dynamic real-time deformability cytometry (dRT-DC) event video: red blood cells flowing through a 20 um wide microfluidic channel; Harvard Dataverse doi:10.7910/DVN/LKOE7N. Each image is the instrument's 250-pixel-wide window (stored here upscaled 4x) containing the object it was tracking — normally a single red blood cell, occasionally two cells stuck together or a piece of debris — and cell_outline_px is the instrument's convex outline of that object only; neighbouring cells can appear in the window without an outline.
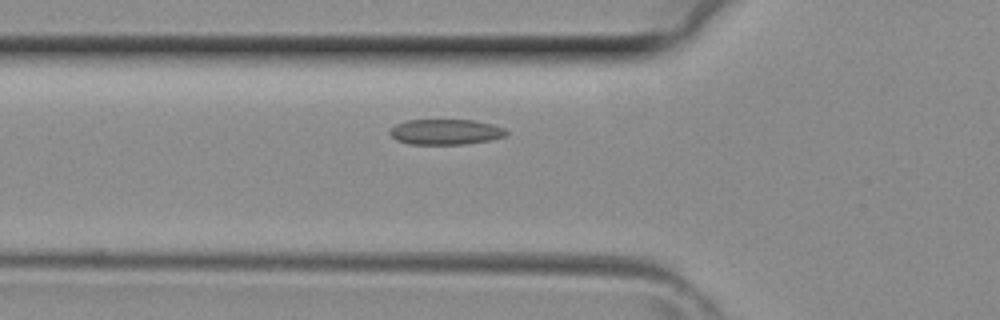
{"species": "common noctule bat (a hibernating species)", "species_latin": "Nyctalus noctula", "temperature_condition": "room temperature", "stored_images_in_passage": 31, "camera_frame_rate_fps": 3000, "um_per_image_px": 0.085, "animal": {"sex": "female", "body_mass_g": 29.2, "forearm_length_mm": 56.3}, "frame": {"image": 1, "passage_image": 5, "time_ms": 1.333, "image_size_px": [1000, 320], "cell_outline_px": [[508, 132], [504, 136], [488, 140], [464, 144], [408, 144], [396, 140], [388, 132], [396, 124], [408, 120], [476, 120], [492, 124], [504, 128]], "centroid_in_image_um": [37.86, 11.21], "position_along_channel_um": 87.9, "area_um2": 17.17}}
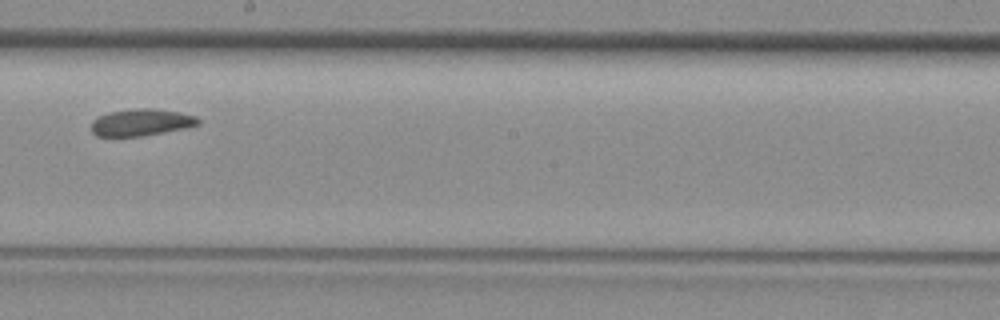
{"frame": {"image": 2, "passage_image": 14, "time_ms": 4.333, "image_size_px": [1000, 320], "cell_outline_px": [[200, 124], [184, 128], [144, 136], [96, 136], [92, 132], [92, 120], [108, 112], [136, 108], [152, 108], [180, 112], [196, 116], [200, 120]], "centroid_in_image_um": [12.01, 10.4], "position_along_channel_um": 236.2, "area_um2": 16.76}}
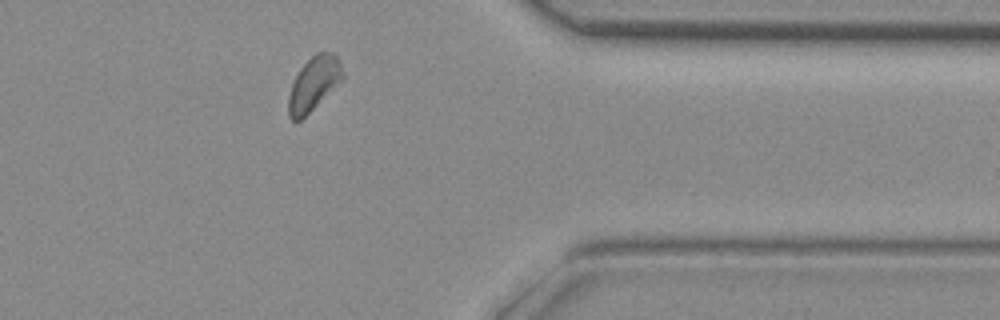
{"frame": {"image": 3, "passage_image": 24, "time_ms": 7.667, "image_size_px": [1000, 320], "cell_outline_px": [[344, 76], [300, 120], [292, 120], [288, 116], [288, 96], [292, 84], [300, 68], [316, 52], [332, 52], [336, 56], [340, 64]], "centroid_in_image_um": [26.63, 7.09], "position_along_channel_um": 384.8, "area_um2": 16.24}}